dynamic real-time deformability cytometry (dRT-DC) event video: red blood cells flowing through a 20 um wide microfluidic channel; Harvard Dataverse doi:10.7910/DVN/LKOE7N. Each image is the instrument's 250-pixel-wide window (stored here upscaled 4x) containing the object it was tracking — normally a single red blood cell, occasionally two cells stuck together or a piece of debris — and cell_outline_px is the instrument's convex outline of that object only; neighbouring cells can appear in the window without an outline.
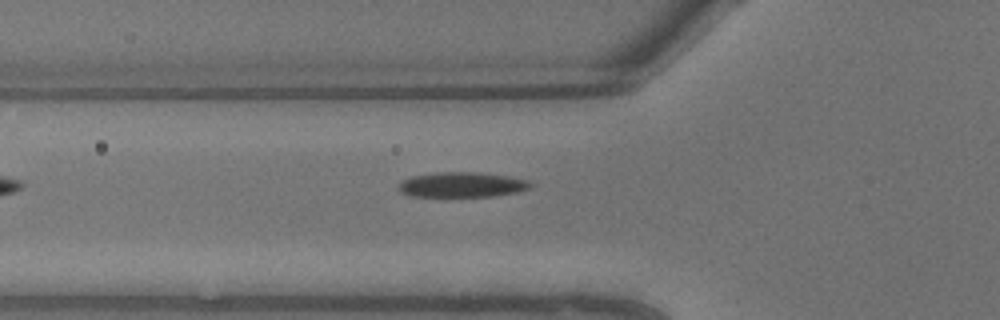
{"species": "common noctule bat (a hibernating species)", "species_latin": "Nyctalus noctula", "temperature_condition": "warm", "stored_images_in_passage": 3, "camera_frame_rate_fps": 3000, "um_per_image_px": 0.085, "animal": {"sex": "male", "body_mass_g": 13.3}, "frame": {"image": 1, "passage_image": 3, "time_ms": 0.667, "image_size_px": [1000, 320], "cell_outline_px": [[532, 188], [516, 192], [492, 196], [412, 196], [400, 192], [396, 188], [404, 180], [412, 176], [436, 172], [480, 172], [508, 176], [528, 180], [532, 184]], "centroid_in_image_um": [39.28, 15.69], "position_along_channel_um": 86.5, "area_um2": 19.25}}